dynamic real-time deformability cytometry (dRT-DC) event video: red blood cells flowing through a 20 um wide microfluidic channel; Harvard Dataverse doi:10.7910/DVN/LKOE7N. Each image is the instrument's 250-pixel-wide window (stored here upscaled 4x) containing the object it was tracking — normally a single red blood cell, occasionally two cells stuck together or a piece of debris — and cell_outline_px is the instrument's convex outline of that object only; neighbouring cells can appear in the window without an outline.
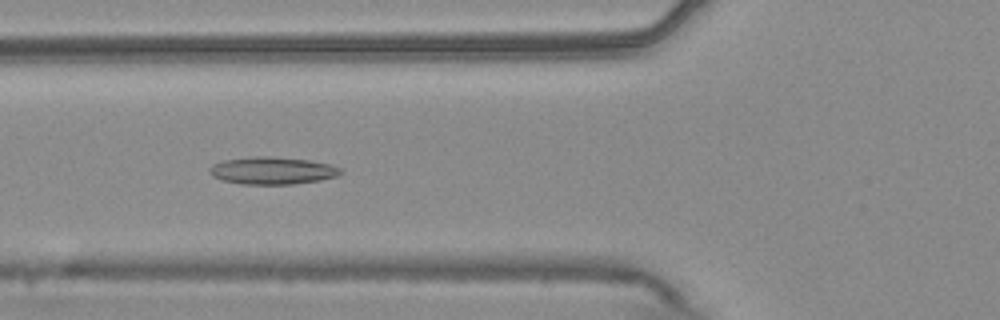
{"species": "common noctule bat (a hibernating species)", "species_latin": "Nyctalus noctula", "temperature_condition": "warm", "stored_images_in_passage": 53, "camera_frame_rate_fps": 3000, "um_per_image_px": 0.085, "animal": {"sex": "male", "body_mass_g": 20.4}, "frame": {"image": 1, "passage_image": 19, "time_ms": 6.0, "image_size_px": [1000, 320], "cell_outline_px": [[344, 172], [336, 176], [320, 180], [292, 184], [240, 184], [224, 180], [212, 176], [208, 172], [208, 168], [212, 164], [224, 160], [256, 156], [268, 156], [308, 160], [332, 164], [340, 168]], "centroid_in_image_um": [23.14, 14.5], "position_along_channel_um": 102.7, "area_um2": 20.92}}
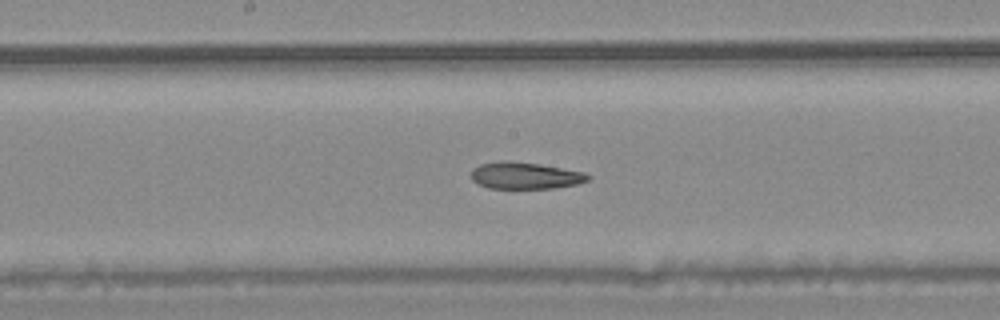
{"frame": {"image": 2, "passage_image": 27, "time_ms": 8.667, "image_size_px": [1000, 320], "cell_outline_px": [[592, 176], [588, 180], [576, 184], [556, 188], [488, 188], [472, 180], [472, 168], [480, 164], [496, 160], [504, 160], [540, 164], [584, 172]], "centroid_in_image_um": [44.63, 14.91], "position_along_channel_um": 203.6, "area_um2": 18.26}}
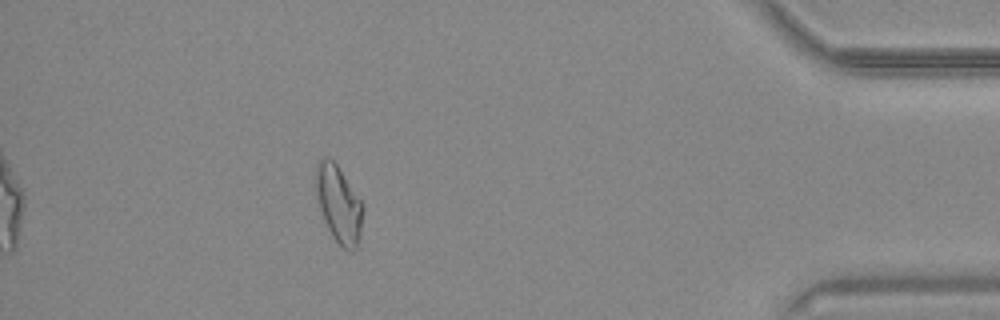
{"frame": {"image": 3, "passage_image": 47, "time_ms": 15.333, "image_size_px": [1000, 320], "cell_outline_px": [[364, 204], [360, 232], [356, 248], [352, 252], [348, 252], [332, 236], [324, 220], [316, 196], [316, 164], [324, 156], [328, 156], [336, 164]], "centroid_in_image_um": [28.79, 17.34], "position_along_channel_um": 406.4, "area_um2": 20.92}, "authors_computed_cell_mechanics": {"area_um2": 20.808, "velocity_mm_per_s": 3.7817, "shape_relaxation_time_tau1_ms": null, "shape_relaxation_time_tau2_ms": 2.3218, "deformation_change_tau1": null, "deformation_change_tau2": 0.0953}}